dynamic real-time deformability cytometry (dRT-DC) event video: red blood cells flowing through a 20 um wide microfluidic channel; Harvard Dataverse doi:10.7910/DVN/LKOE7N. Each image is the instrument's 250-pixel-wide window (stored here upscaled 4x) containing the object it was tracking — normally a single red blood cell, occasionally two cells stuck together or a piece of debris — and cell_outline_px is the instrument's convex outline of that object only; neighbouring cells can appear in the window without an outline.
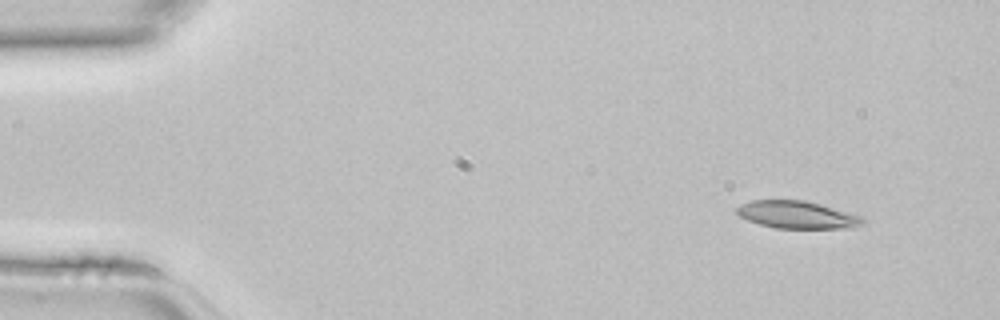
{"species": "common noctule bat (a hibernating species)", "species_latin": "Nyctalus noctula", "temperature_condition": "room temperature", "stored_images_in_passage": 41, "camera_frame_rate_fps": 3000, "um_per_image_px": 0.085, "animal": {"sex": "female", "body_mass_g": 22.7, "forearm_length_mm": 54.2}, "frame": {"image": 1, "passage_image": 1, "time_ms": 0.0, "image_size_px": [1000, 320], "cell_outline_px": [[864, 224], [852, 228], [776, 228], [760, 224], [748, 220], [740, 216], [736, 212], [736, 208], [740, 204], [752, 200], [804, 200], [864, 216]], "centroid_in_image_um": [67.78, 18.25], "position_along_channel_um": 17.2, "area_um2": 20.17}}
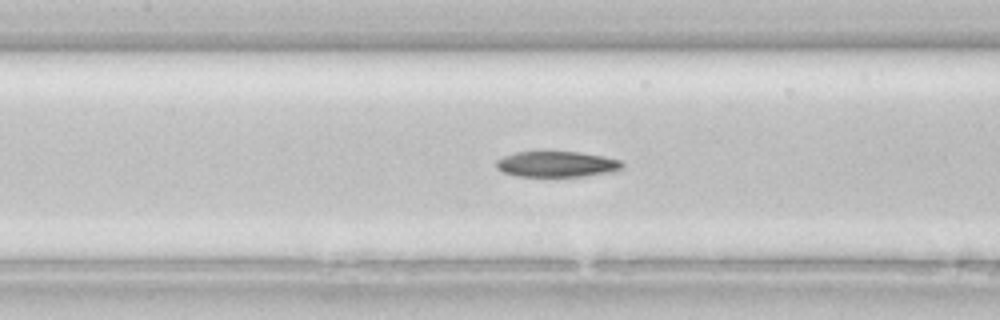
{"frame": {"image": 2, "passage_image": 17, "time_ms": 5.333, "image_size_px": [1000, 320], "cell_outline_px": [[624, 168], [612, 172], [584, 176], [516, 176], [504, 172], [496, 168], [496, 160], [504, 156], [516, 152], [544, 148], [580, 152], [604, 156], [620, 160], [624, 164]], "centroid_in_image_um": [47.31, 13.9], "position_along_channel_um": 160.1, "area_um2": 19.83}}
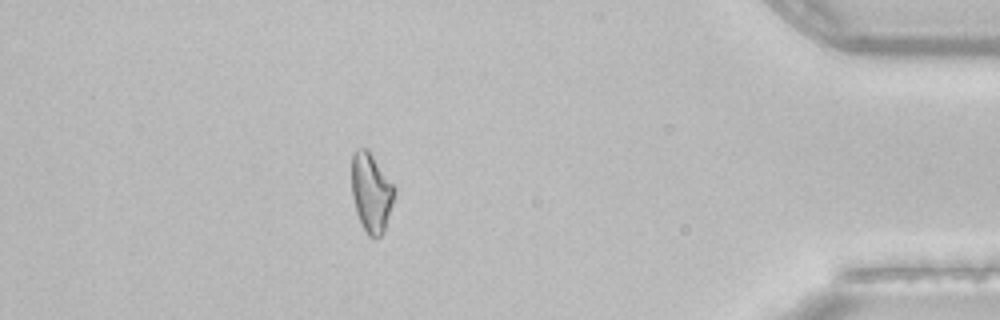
{"frame": {"image": 3, "passage_image": 36, "time_ms": 11.667, "image_size_px": [1000, 320], "cell_outline_px": [[396, 192], [384, 232], [376, 240], [368, 236], [356, 212], [352, 196], [352, 152], [356, 148], [368, 148], [396, 188]], "centroid_in_image_um": [31.56, 16.35], "position_along_channel_um": 403.6, "area_um2": 19.94}}